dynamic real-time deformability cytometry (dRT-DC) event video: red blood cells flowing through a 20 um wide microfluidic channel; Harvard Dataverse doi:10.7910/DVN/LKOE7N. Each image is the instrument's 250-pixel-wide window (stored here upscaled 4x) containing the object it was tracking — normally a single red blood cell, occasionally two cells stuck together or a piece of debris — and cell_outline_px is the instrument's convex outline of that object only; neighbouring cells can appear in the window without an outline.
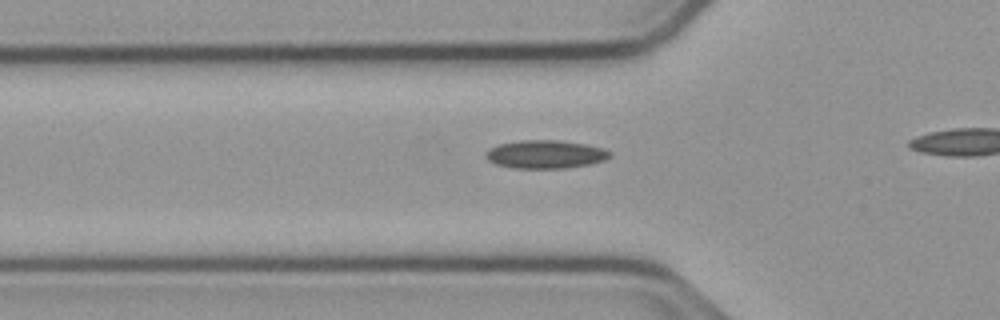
{"species": "common noctule bat (a hibernating species)", "species_latin": "Nyctalus noctula", "temperature_condition": "cold", "stored_images_in_passage": 14, "camera_frame_rate_fps": 3000, "um_per_image_px": 0.085, "animal": {"sex": "male", "body_mass_g": 23.1, "forearm_length_mm": 52.7}, "frame": {"image": 1, "passage_image": 5, "time_ms": 1.333, "image_size_px": [1000, 320], "cell_outline_px": [[612, 156], [604, 160], [592, 164], [568, 168], [512, 168], [496, 164], [488, 160], [484, 156], [484, 152], [500, 144], [520, 140], [560, 140], [584, 144], [604, 148], [612, 152]], "centroid_in_image_um": [46.39, 13.12], "position_along_channel_um": 79.4, "area_um2": 20.58}}
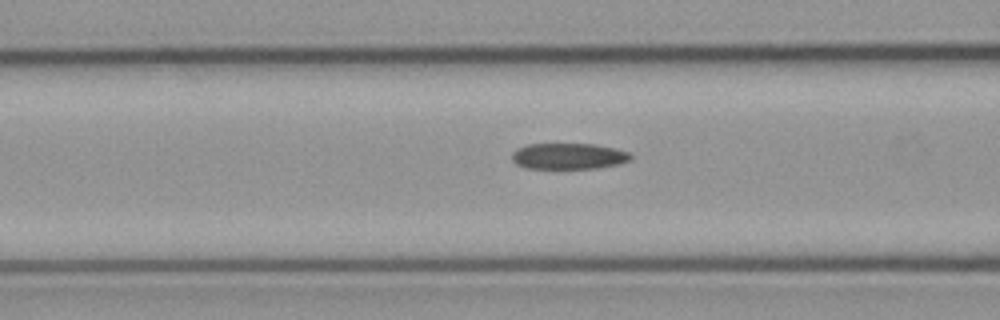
{"frame": {"image": 2, "passage_image": 8, "time_ms": 2.333, "image_size_px": [1000, 320], "cell_outline_px": [[632, 156], [628, 160], [616, 164], [596, 168], [524, 168], [516, 164], [512, 160], [512, 152], [516, 148], [528, 144], [592, 144], [612, 148], [628, 152]], "centroid_in_image_um": [48.24, 13.27], "position_along_channel_um": 118.4, "area_um2": 17.8}}
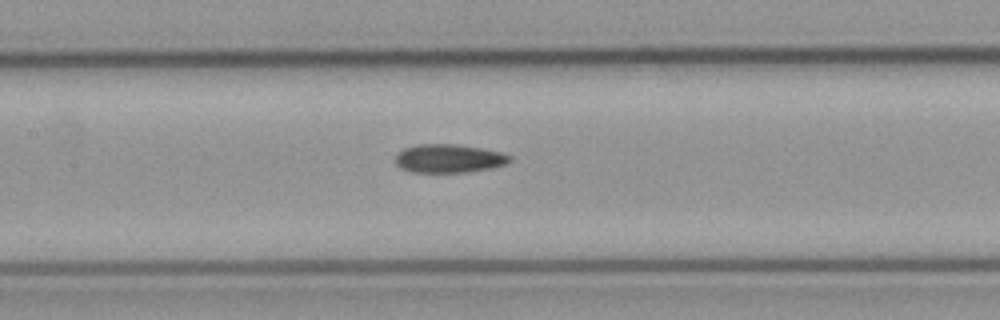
{"frame": {"image": 3, "passage_image": 12, "time_ms": 3.667, "image_size_px": [1000, 320], "cell_outline_px": [[512, 160], [504, 164], [488, 168], [464, 172], [412, 172], [400, 168], [396, 164], [396, 156], [404, 148], [420, 144], [456, 144], [484, 148], [500, 152], [512, 156]], "centroid_in_image_um": [38.15, 13.46], "position_along_channel_um": 169.2, "area_um2": 18.84}}